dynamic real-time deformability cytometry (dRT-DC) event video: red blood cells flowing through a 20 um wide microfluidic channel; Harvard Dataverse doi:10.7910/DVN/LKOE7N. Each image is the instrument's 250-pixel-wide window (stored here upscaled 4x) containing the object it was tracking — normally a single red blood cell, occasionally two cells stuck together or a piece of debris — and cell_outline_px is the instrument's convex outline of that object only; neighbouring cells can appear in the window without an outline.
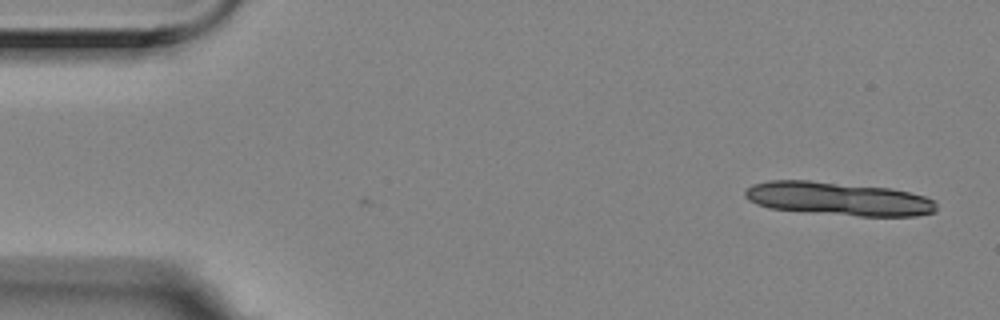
{"species": "Egyptian fruit bat (a non-hibernating species)", "species_latin": "Rousettus aegyptiacus", "temperature_condition": "room temperature", "stored_images_in_passage": 5, "camera_frame_rate_fps": 3000, "um_per_image_px": 0.085, "animal": {"sex": "female"}, "frame": {"image": 1, "passage_image": 1, "time_ms": 0.0, "image_size_px": [1000, 320], "cell_outline_px": [[936, 212], [916, 216], [860, 216], [808, 212], [768, 208], [756, 204], [748, 200], [744, 196], [744, 192], [752, 184], [768, 180], [808, 180], [892, 188], [924, 196], [936, 200]], "centroid_in_image_um": [71.26, 16.89], "position_along_channel_um": 13.7, "area_um2": 37.51}}